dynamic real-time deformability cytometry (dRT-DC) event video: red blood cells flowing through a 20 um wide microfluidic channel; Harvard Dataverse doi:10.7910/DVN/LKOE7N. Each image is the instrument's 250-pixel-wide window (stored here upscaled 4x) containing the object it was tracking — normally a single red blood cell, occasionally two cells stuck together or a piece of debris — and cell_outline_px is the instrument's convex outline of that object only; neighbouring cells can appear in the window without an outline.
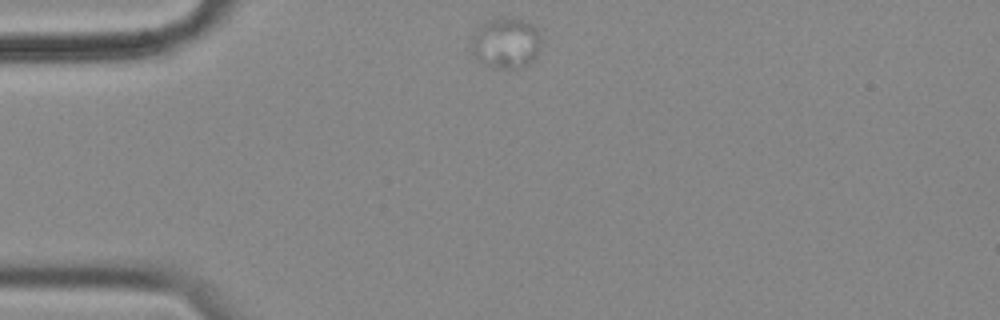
{"species": "common noctule bat (a hibernating species)", "species_latin": "Nyctalus noctula", "temperature_condition": "cold", "stored_images_in_passage": 47, "camera_frame_rate_fps": 3000, "um_per_image_px": 0.085, "animal": {"sex": "female", "body_mass_g": 18.4}, "frame": {"image": 1, "passage_image": 1, "time_ms": 0.0, "image_size_px": [1000, 320], "cell_outline_px": [[540, 44], [536, 56], [528, 64], [520, 68], [496, 68], [484, 64], [472, 52], [472, 36], [480, 24], [488, 20], [524, 20], [536, 28], [540, 32]], "centroid_in_image_um": [43.01, 3.68], "position_along_channel_um": 42.0, "area_um2": 20.11}}
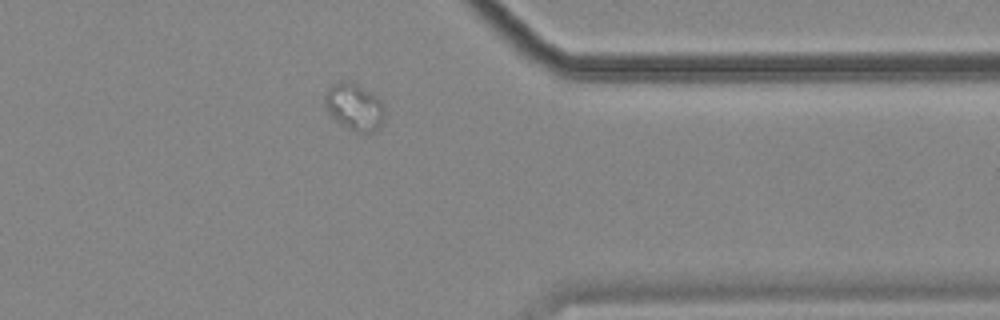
{"frame": {"image": 2, "passage_image": 35, "time_ms": 11.333, "image_size_px": [1000, 320], "cell_outline_px": [[384, 120], [380, 128], [376, 132], [356, 132], [340, 124], [328, 112], [324, 104], [324, 96], [328, 88], [336, 80], [352, 80], [376, 96], [380, 100], [384, 108]], "centroid_in_image_um": [30.11, 9.06], "position_along_channel_um": 381.3, "area_um2": 16.7}}
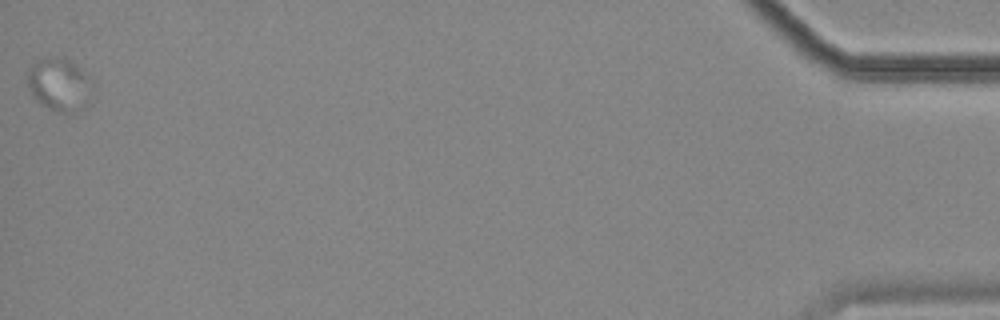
{"frame": {"image": 3, "passage_image": 47, "time_ms": 15.333, "image_size_px": [1000, 320], "cell_outline_px": [[92, 80], [88, 104], [84, 108], [72, 112], [60, 112], [48, 108], [40, 104], [32, 96], [28, 88], [28, 68], [36, 60], [68, 60], [76, 64], [92, 76]], "centroid_in_image_um": [5.06, 7.22], "position_along_channel_um": 430.1, "area_um2": 19.83}}